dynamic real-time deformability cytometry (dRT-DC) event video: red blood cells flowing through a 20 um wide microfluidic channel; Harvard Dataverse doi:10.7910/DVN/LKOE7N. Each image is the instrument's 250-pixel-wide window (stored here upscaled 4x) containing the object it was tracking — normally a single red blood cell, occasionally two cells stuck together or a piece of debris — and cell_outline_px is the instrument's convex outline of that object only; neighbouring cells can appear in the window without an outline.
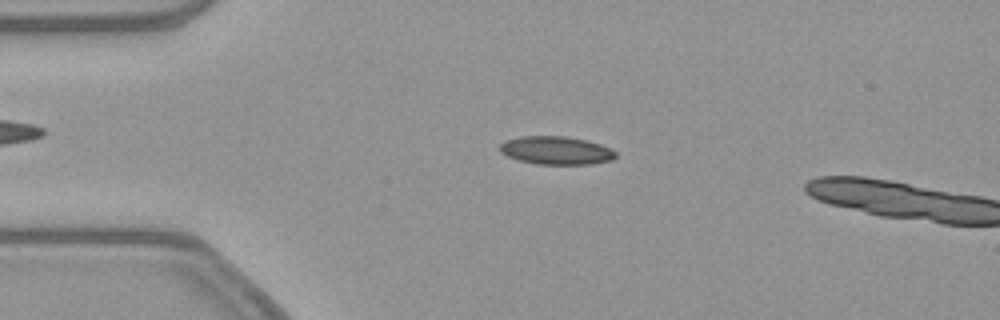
{"species": "common noctule bat (a hibernating species)", "species_latin": "Nyctalus noctula", "temperature_condition": "warm", "stored_images_in_passage": 5, "camera_frame_rate_fps": 3000, "um_per_image_px": 0.085, "animal": {"sex": "female", "body_mass_g": 21.9}, "frame": {"image": 1, "passage_image": 3, "time_ms": 0.667, "image_size_px": [1000, 320], "cell_outline_px": [[616, 156], [612, 160], [592, 164], [536, 164], [520, 160], [508, 156], [500, 152], [496, 148], [504, 140], [520, 136], [564, 136], [584, 140], [600, 144], [612, 148], [616, 152]], "centroid_in_image_um": [47.25, 12.78], "position_along_channel_um": 37.8, "area_um2": 19.13}}